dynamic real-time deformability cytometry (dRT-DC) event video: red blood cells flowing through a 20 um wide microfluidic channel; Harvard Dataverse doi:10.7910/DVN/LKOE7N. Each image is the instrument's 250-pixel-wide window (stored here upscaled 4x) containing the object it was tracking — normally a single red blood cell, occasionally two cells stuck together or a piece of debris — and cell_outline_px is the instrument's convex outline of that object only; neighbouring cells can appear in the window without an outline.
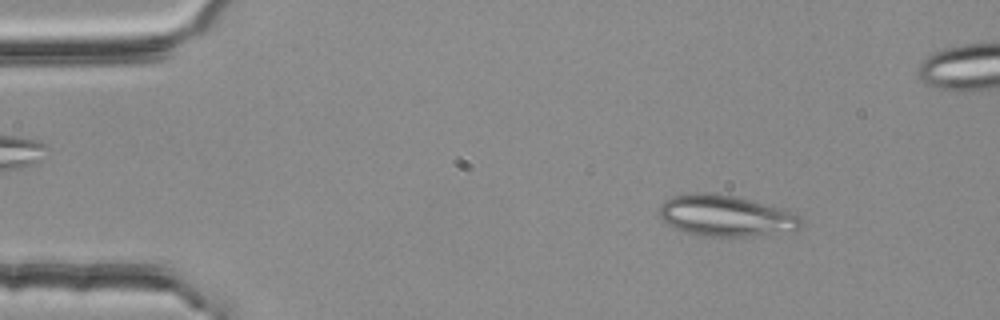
{"species": "common noctule bat (a hibernating species)", "species_latin": "Nyctalus noctula", "temperature_condition": "room temperature", "stored_images_in_passage": 51, "segment_of_instrument_passage": [1, 2], "camera_frame_rate_fps": 3000, "um_per_image_px": 0.085, "animal": {"sex": "female", "body_mass_g": 25.1}, "frame": {"image": 1, "passage_image": 5, "time_ms": 1.333, "image_size_px": [1000, 320], "cell_outline_px": [[804, 220], [800, 228], [752, 236], [704, 236], [684, 232], [668, 224], [660, 216], [660, 204], [664, 200], [672, 196], [704, 192], [732, 196], [796, 212]], "centroid_in_image_um": [61.68, 18.34], "position_along_channel_um": 23.3, "area_um2": 33.47}}